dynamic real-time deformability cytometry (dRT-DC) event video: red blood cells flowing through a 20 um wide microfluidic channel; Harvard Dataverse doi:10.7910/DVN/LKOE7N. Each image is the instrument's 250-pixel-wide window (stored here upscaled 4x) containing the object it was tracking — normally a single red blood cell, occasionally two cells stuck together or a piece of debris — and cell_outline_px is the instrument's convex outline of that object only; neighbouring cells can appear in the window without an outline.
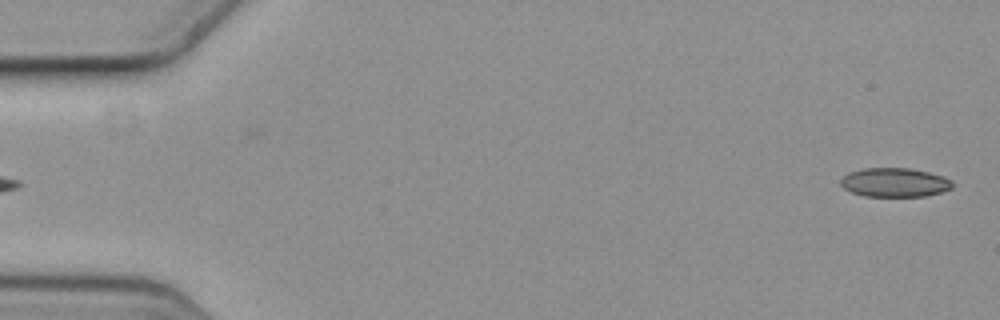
{"species": "common noctule bat (a hibernating species)", "species_latin": "Nyctalus noctula", "temperature_condition": "cold", "stored_images_in_passage": 5, "segment_of_instrument_passage": [2, 2], "camera_frame_rate_fps": 3000, "um_per_image_px": 0.085, "animal": {"sex": "female", "body_mass_g": 19.3, "forearm_length_mm": 54.1}, "frame": {"image": 1, "passage_image": 5, "time_ms": 1.333, "image_size_px": [1000, 320], "cell_outline_px": [[952, 188], [940, 192], [924, 196], [864, 196], [852, 192], [844, 188], [840, 184], [840, 180], [848, 172], [864, 168], [908, 168], [928, 172], [952, 180]], "centroid_in_image_um": [76.01, 15.5], "position_along_channel_um": 9.0, "area_um2": 18.73}}